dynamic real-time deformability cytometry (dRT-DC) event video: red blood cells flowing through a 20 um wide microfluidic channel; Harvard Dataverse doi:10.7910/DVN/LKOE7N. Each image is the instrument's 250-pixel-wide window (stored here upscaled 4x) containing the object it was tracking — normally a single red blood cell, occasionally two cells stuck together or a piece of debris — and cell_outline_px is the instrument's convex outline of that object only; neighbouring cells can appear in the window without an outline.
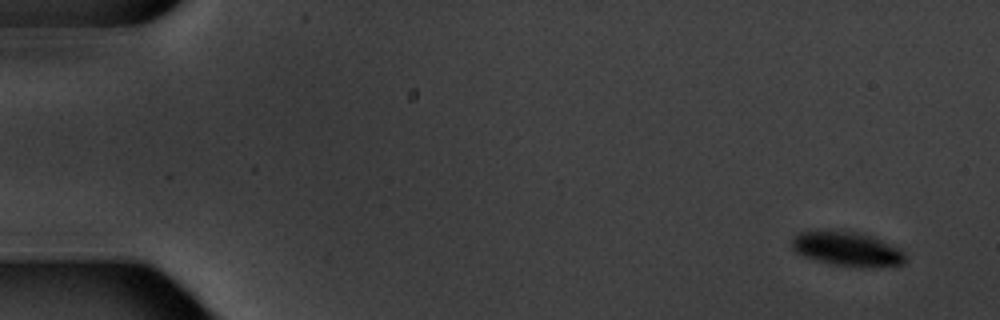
{"species": "common noctule bat (a hibernating species)", "species_latin": "Nyctalus noctula", "temperature_condition": "warm", "stored_images_in_passage": 5, "camera_frame_rate_fps": 3000, "um_per_image_px": 0.085, "animal": {"sex": "male", "body_mass_g": 20.1, "forearm_length_mm": 53.5}, "frame": {"image": 1, "passage_image": 1, "time_ms": 0.0, "image_size_px": [1000, 320], "cell_outline_px": [[904, 264], [836, 264], [804, 256], [796, 252], [792, 248], [792, 236], [796, 232], [856, 232], [872, 236], [900, 248], [904, 252]], "centroid_in_image_um": [71.95, 21.11], "position_along_channel_um": 13.0, "area_um2": 21.15}}